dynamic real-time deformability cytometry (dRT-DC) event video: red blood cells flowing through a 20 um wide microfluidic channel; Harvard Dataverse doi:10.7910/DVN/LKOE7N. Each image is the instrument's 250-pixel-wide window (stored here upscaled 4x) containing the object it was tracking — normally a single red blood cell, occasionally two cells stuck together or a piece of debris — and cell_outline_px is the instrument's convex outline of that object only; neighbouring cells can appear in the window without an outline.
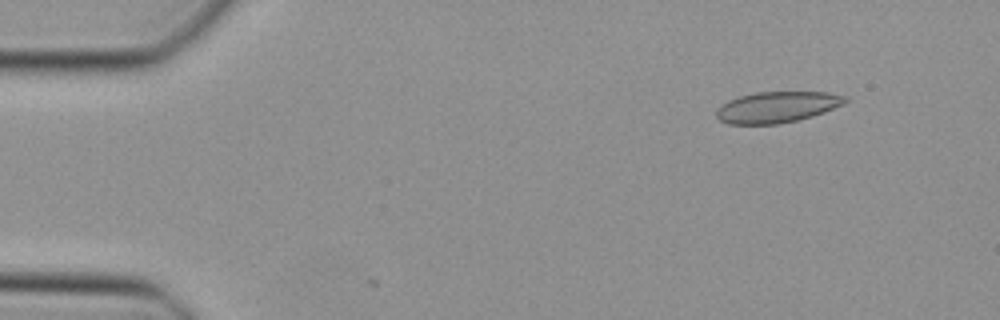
{"species": "Egyptian fruit bat (a non-hibernating species)", "species_latin": "Rousettus aegyptiacus", "temperature_condition": "cold", "stored_images_in_passage": 6, "camera_frame_rate_fps": 3000, "um_per_image_px": 0.085, "animal": {"sex": "female"}, "frame": {"image": 1, "passage_image": 5, "time_ms": 1.333, "image_size_px": [1000, 320], "cell_outline_px": [[848, 100], [844, 104], [824, 112], [812, 116], [796, 120], [776, 124], [728, 124], [720, 120], [716, 116], [716, 108], [720, 104], [728, 100], [740, 96], [756, 92], [828, 92], [848, 96]], "centroid_in_image_um": [66.04, 9.09], "position_along_channel_um": 19.0, "area_um2": 23.41}}